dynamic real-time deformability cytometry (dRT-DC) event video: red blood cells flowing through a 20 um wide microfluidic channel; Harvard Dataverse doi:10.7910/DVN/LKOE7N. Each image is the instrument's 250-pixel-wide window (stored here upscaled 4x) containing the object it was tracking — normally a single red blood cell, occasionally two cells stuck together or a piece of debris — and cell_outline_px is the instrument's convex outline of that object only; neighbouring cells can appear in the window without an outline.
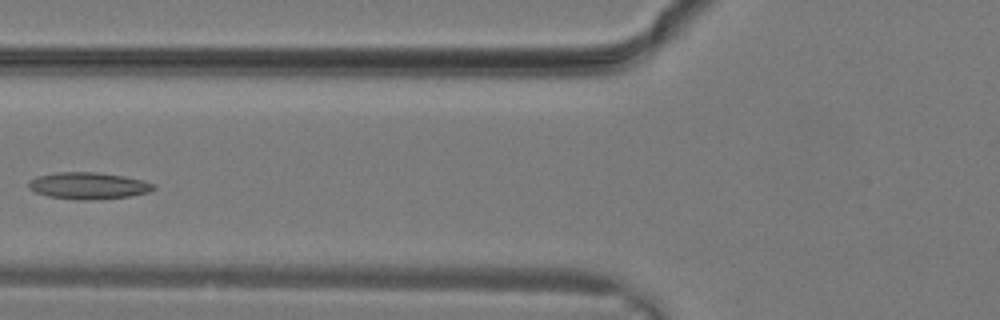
{"species": "common noctule bat (a hibernating species)", "species_latin": "Nyctalus noctula", "temperature_condition": "warm", "stored_images_in_passage": 28, "camera_frame_rate_fps": 3000, "um_per_image_px": 0.085, "animal": {"sex": "male", "body_mass_g": 19.2, "forearm_length_mm": 51.8}, "frame": {"image": 1, "passage_image": 10, "time_ms": 3.0, "image_size_px": [1000, 320], "cell_outline_px": [[156, 188], [148, 192], [128, 196], [84, 200], [80, 200], [48, 196], [36, 192], [28, 188], [28, 180], [40, 176], [56, 172], [100, 172], [124, 176], [156, 184]], "centroid_in_image_um": [7.5, 15.77], "position_along_channel_um": 118.3, "area_um2": 19.31}}
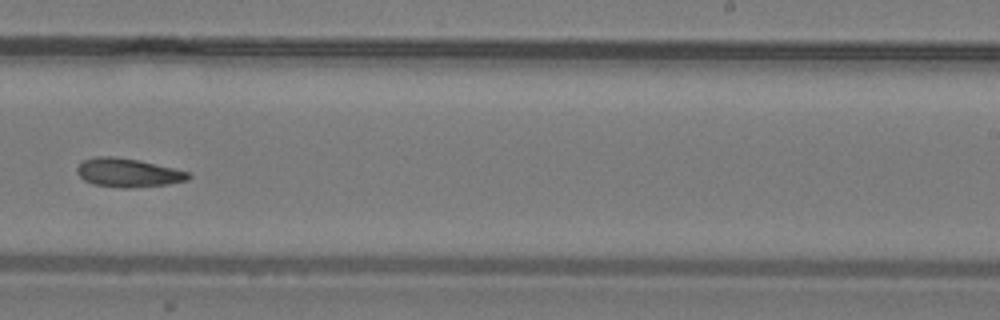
{"frame": {"image": 2, "passage_image": 17, "time_ms": 5.333, "image_size_px": [1000, 320], "cell_outline_px": [[192, 176], [188, 180], [164, 184], [132, 188], [124, 188], [92, 184], [84, 180], [76, 172], [76, 168], [84, 160], [96, 156], [112, 156], [140, 160], [188, 172]], "centroid_in_image_um": [10.85, 14.68], "position_along_channel_um": 278.1, "area_um2": 18.5}}
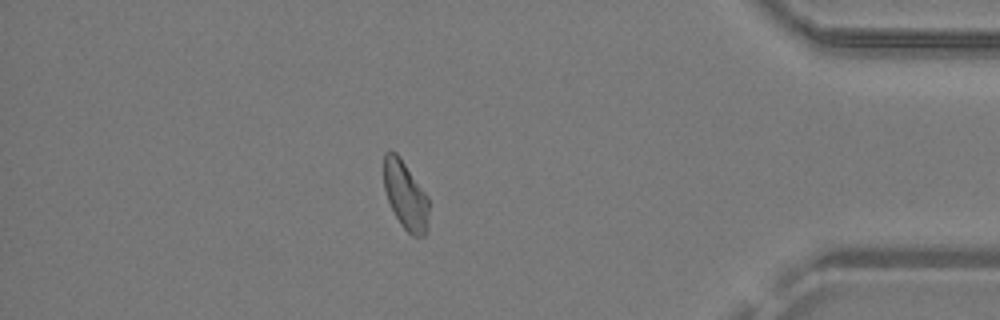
{"frame": {"image": 3, "passage_image": 24, "time_ms": 7.667, "image_size_px": [1000, 320], "cell_outline_px": [[428, 228], [424, 236], [412, 236], [400, 224], [388, 200], [384, 188], [384, 152], [396, 152], [400, 156], [428, 196]], "centroid_in_image_um": [34.48, 16.61], "position_along_channel_um": 400.7, "area_um2": 17.86}}